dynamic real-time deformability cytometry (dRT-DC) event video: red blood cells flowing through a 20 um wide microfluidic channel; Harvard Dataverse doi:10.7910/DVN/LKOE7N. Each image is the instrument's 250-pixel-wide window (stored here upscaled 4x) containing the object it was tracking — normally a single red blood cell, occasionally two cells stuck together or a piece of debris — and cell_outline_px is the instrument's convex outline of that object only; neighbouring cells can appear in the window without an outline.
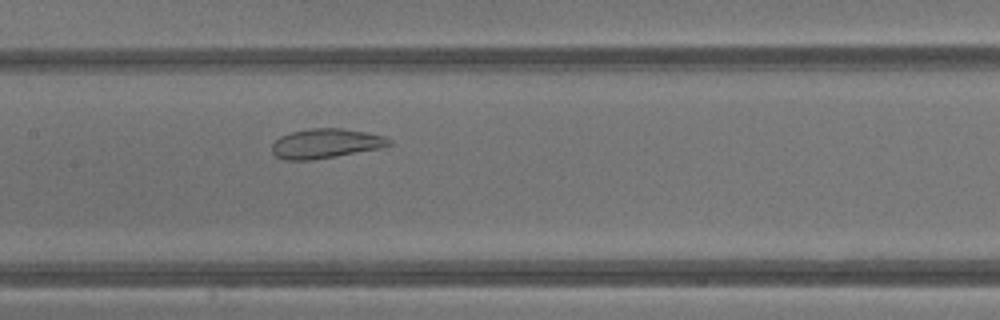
{"species": "common noctule bat (a hibernating species)", "species_latin": "Nyctalus noctula", "temperature_condition": "warm", "stored_images_in_passage": 34, "camera_frame_rate_fps": 3000, "um_per_image_px": 0.085, "animal": {"sex": "male", "body_mass_g": 13.3}, "frame": {"image": 1, "passage_image": 12, "time_ms": 3.667, "image_size_px": [1000, 320], "cell_outline_px": [[392, 144], [380, 148], [312, 160], [284, 160], [276, 156], [272, 152], [272, 144], [280, 136], [292, 132], [312, 128], [340, 128], [364, 132], [384, 136], [392, 140]], "centroid_in_image_um": [27.67, 12.2], "position_along_channel_um": 179.7, "area_um2": 20.0}}
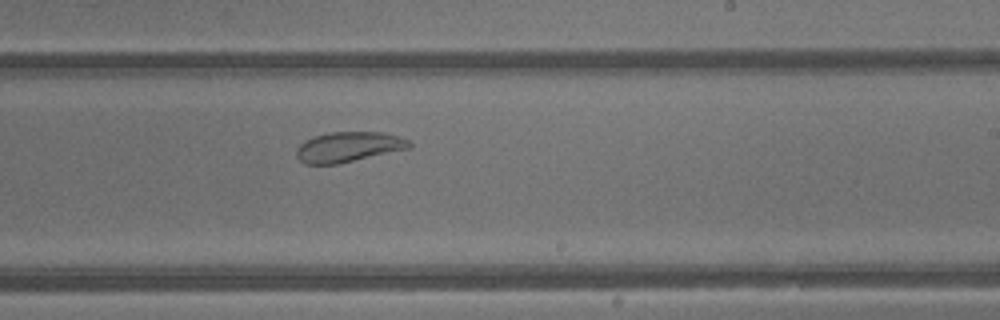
{"frame": {"image": 2, "passage_image": 17, "time_ms": 5.333, "image_size_px": [1000, 320], "cell_outline_px": [[412, 148], [336, 164], [304, 164], [296, 156], [296, 148], [304, 140], [328, 132], [384, 132], [400, 136], [408, 140], [412, 144]], "centroid_in_image_um": [29.63, 12.48], "position_along_channel_um": 259.4, "area_um2": 19.94}}
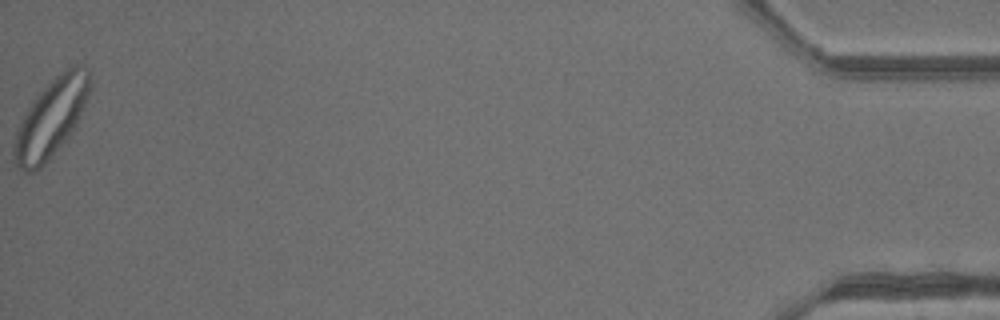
{"frame": {"image": 3, "passage_image": 34, "time_ms": 11.0, "image_size_px": [1000, 320], "cell_outline_px": [[88, 92], [76, 128], [48, 160], [36, 172], [24, 172], [16, 164], [12, 156], [12, 152], [16, 132], [20, 120], [24, 112], [32, 100], [64, 68], [72, 64], [84, 64], [88, 68]], "centroid_in_image_um": [4.31, 10.05], "position_along_channel_um": 430.9, "area_um2": 34.39}, "authors_computed_cell_mechanics": {"area_um2": 24.7962, "velocity_mm_per_s": 4.8122, "shape_relaxation_time_tau1_ms": null, "shape_relaxation_time_tau2_ms": 0.94, "deformation_change_tau1": null, "deformation_change_tau2": 0.0789}}